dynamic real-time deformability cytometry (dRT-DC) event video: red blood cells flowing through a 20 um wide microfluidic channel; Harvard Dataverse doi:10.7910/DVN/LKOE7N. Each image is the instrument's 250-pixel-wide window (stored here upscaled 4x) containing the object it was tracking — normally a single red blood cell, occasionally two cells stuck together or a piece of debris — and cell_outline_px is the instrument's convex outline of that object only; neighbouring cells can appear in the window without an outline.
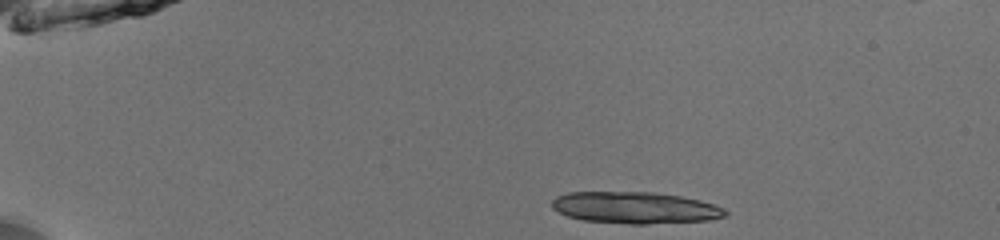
{"species": "common noctule bat (a hibernating species)", "species_latin": "Nyctalus noctula", "temperature_condition": "room temperature", "stored_images_in_passage": 42, "camera_frame_rate_fps": 3000, "um_per_image_px": 0.085, "animal": {"sex": "male", "body_mass_g": 13.0, "forearm_length_mm": 53.1}, "frame": {"image": 1, "passage_image": 1, "time_ms": 0.0, "image_size_px": [1000, 240], "cell_outline_px": [[728, 216], [708, 220], [644, 224], [632, 224], [584, 220], [568, 216], [552, 208], [552, 200], [556, 196], [568, 192], [656, 192], [680, 196], [700, 200], [724, 208], [728, 212]], "centroid_in_image_um": [54.0, 17.65], "position_along_channel_um": 31.0, "area_um2": 31.96}}
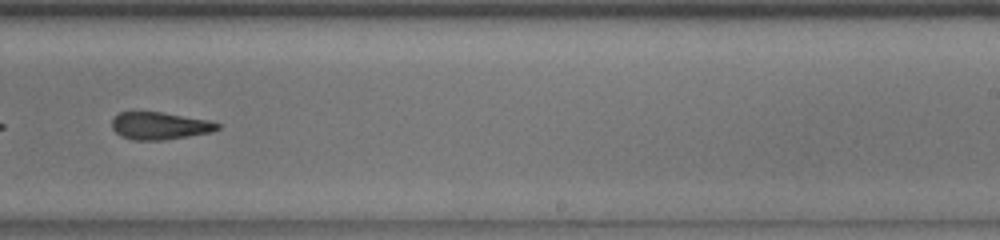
{"frame": {"image": 2, "passage_image": 26, "time_ms": 8.333, "image_size_px": [1000, 240], "cell_outline_px": [[220, 128], [212, 132], [164, 140], [132, 140], [120, 136], [112, 128], [112, 120], [120, 112], [160, 112], [212, 120], [220, 124]], "centroid_in_image_um": [13.61, 10.7], "position_along_channel_um": 275.4, "area_um2": 16.94}}
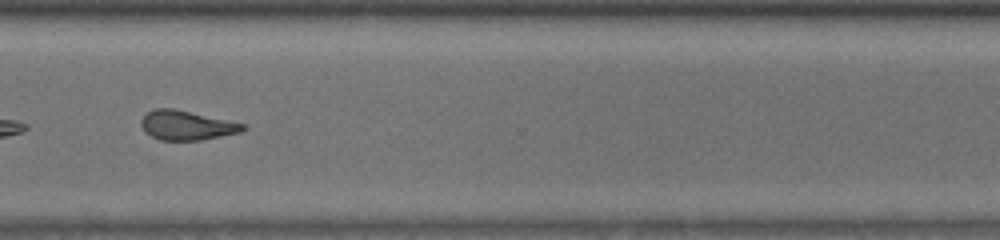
{"frame": {"image": 3, "passage_image": 32, "time_ms": 10.333, "image_size_px": [1000, 240], "cell_outline_px": [[248, 128], [240, 132], [200, 140], [160, 140], [144, 132], [140, 124], [140, 120], [152, 108], [176, 108], [244, 124]], "centroid_in_image_um": [15.83, 10.64], "position_along_channel_um": 354.8, "area_um2": 17.46}, "authors_computed_cell_mechanics": {"area_um2": 18.2359, "velocity_mm_per_s": 3.9754, "shape_relaxation_time_tau1_ms": 4.7841, "shape_relaxation_time_tau2_ms": 5.261, "deformation_change_tau1": 0.1618, "deformation_change_tau2": 0.1098}}